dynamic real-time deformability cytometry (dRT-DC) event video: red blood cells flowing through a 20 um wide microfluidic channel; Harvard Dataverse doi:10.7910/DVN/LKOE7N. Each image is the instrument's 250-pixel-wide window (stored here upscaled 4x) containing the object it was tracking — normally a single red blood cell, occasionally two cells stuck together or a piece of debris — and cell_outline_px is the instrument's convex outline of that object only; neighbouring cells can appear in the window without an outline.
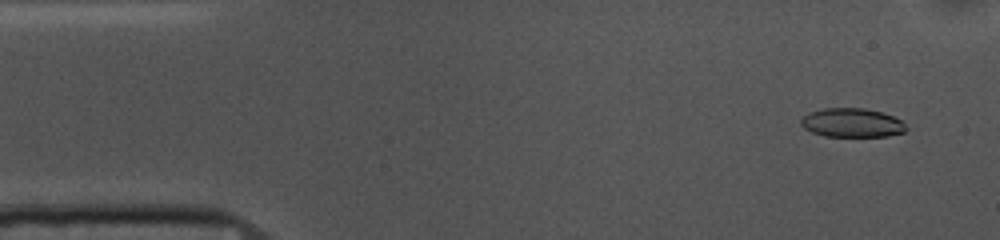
{"species": "common noctule bat (a hibernating species)", "species_latin": "Nyctalus noctula", "temperature_condition": "cold", "stored_images_in_passage": 52, "camera_frame_rate_fps": 3000, "um_per_image_px": 0.085, "animal": {"sex": "female", "body_mass_g": 10.0, "forearm_length_mm": 53.1}, "frame": {"image": 1, "passage_image": 3, "time_ms": 0.667, "image_size_px": [1000, 240], "cell_outline_px": [[908, 128], [904, 132], [888, 136], [824, 136], [812, 132], [804, 128], [800, 124], [800, 120], [808, 112], [824, 108], [864, 108], [880, 112], [892, 116], [900, 120]], "centroid_in_image_um": [72.39, 10.43], "position_along_channel_um": 12.6, "area_um2": 17.69}}
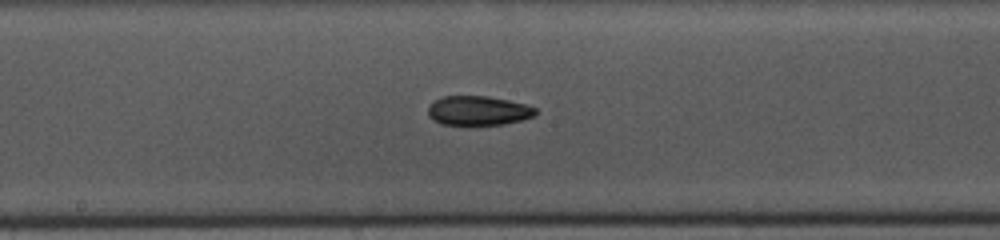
{"frame": {"image": 2, "passage_image": 26, "time_ms": 8.333, "image_size_px": [1000, 240], "cell_outline_px": [[536, 116], [504, 124], [464, 128], [440, 124], [432, 120], [428, 116], [428, 108], [436, 100], [444, 96], [488, 96], [508, 100], [524, 104], [536, 108]], "centroid_in_image_um": [40.61, 9.46], "position_along_channel_um": 207.6, "area_um2": 19.13}}
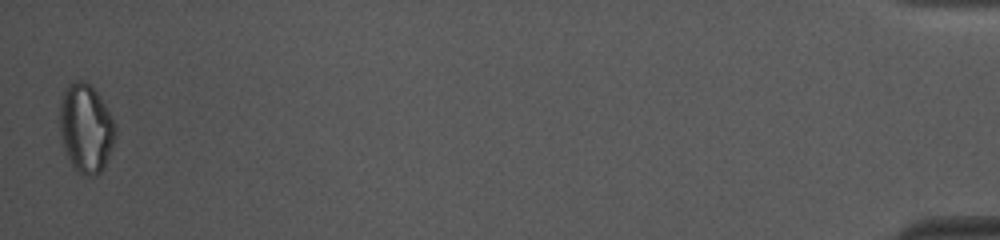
{"frame": {"image": 3, "passage_image": 52, "time_ms": 17.0, "image_size_px": [1000, 240], "cell_outline_px": [[116, 132], [112, 148], [104, 168], [96, 176], [84, 176], [72, 164], [64, 152], [60, 140], [60, 104], [64, 88], [68, 84], [76, 80], [84, 80], [96, 92], [104, 104], [116, 124]], "centroid_in_image_um": [7.29, 10.91], "position_along_channel_um": 427.9, "area_um2": 28.84}, "authors_computed_cell_mechanics": {"area_um2": 19.2474, "velocity_mm_per_s": 3.6951, "shape_relaxation_time_tau1_ms": 7.3946, "shape_relaxation_time_tau2_ms": null, "deformation_change_tau1": 0.1373, "deformation_change_tau2": null}}